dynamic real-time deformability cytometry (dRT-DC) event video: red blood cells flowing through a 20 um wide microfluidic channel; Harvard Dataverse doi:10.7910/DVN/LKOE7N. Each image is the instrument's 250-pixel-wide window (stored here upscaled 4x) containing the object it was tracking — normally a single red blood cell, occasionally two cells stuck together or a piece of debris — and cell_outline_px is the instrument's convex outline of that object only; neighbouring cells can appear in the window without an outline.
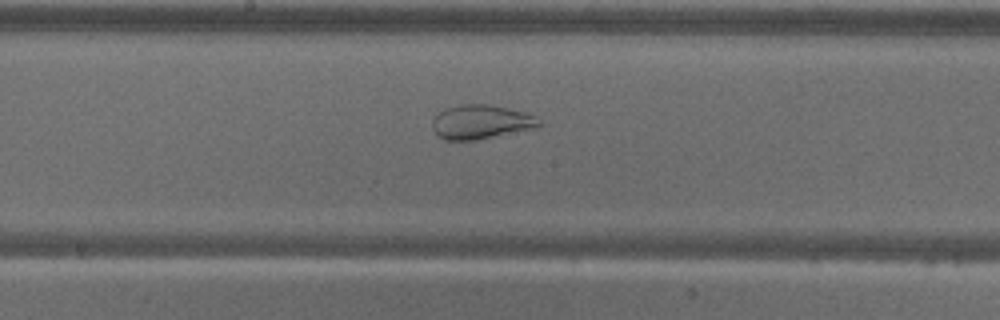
{"species": "common noctule bat (a hibernating species)", "species_latin": "Nyctalus noctula", "temperature_condition": "warm", "stored_images_in_passage": 48, "camera_frame_rate_fps": 3000, "um_per_image_px": 0.085, "animal": {"sex": "male", "body_mass_g": 18.8}, "frame": {"image": 1, "passage_image": 21, "time_ms": 6.667, "image_size_px": [1000, 320], "cell_outline_px": [[544, 124], [536, 128], [476, 140], [444, 140], [436, 136], [432, 128], [432, 120], [444, 108], [460, 104], [492, 104], [528, 112], [536, 116]], "centroid_in_image_um": [40.91, 10.36], "position_along_channel_um": 207.3, "area_um2": 21.73}}
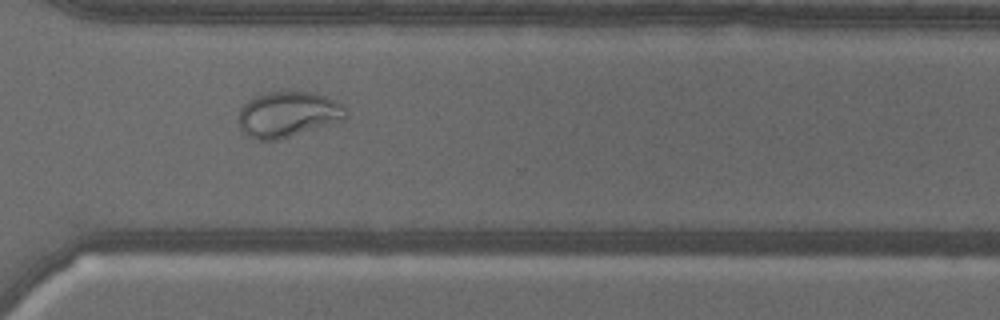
{"frame": {"image": 2, "passage_image": 33, "time_ms": 10.667, "image_size_px": [1000, 320], "cell_outline_px": [[348, 116], [344, 120], [276, 140], [256, 140], [248, 136], [240, 128], [236, 120], [240, 108], [248, 100], [256, 96], [268, 92], [316, 92], [344, 104], [348, 108]], "centroid_in_image_um": [24.49, 9.71], "position_along_channel_um": 346.1, "area_um2": 28.78}}
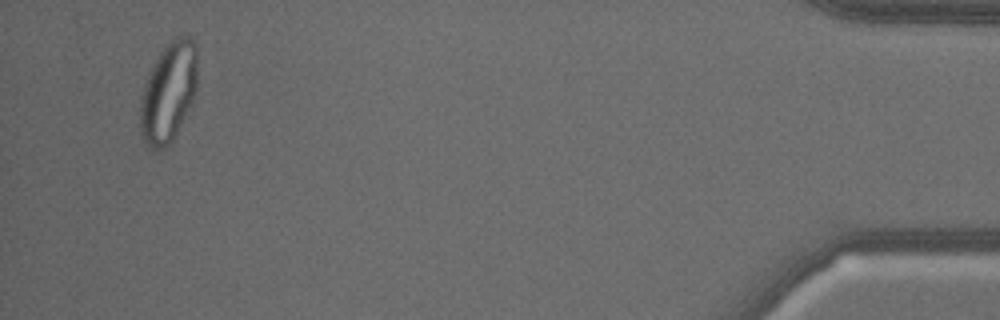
{"frame": {"image": 3, "passage_image": 46, "time_ms": 15.0, "image_size_px": [1000, 320], "cell_outline_px": [[196, 88], [192, 100], [172, 140], [164, 148], [148, 148], [144, 144], [140, 132], [140, 96], [148, 72], [152, 64], [160, 52], [176, 36], [192, 36], [196, 44]], "centroid_in_image_um": [14.28, 7.82], "position_along_channel_um": 420.9, "area_um2": 33.12}}